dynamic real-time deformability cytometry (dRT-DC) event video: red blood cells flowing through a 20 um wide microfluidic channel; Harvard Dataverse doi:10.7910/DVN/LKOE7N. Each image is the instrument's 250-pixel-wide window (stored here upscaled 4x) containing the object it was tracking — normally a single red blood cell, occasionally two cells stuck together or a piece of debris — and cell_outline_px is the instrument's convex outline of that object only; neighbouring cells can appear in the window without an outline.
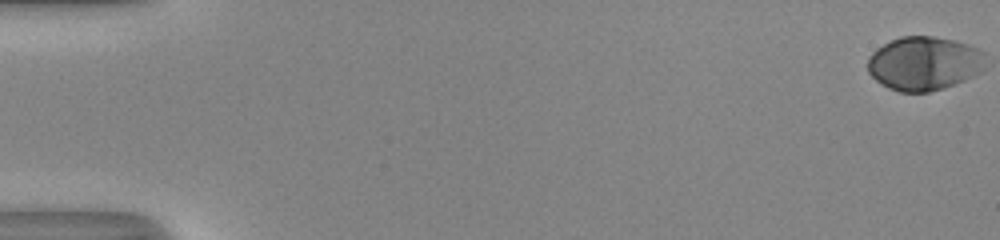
{"species": "human", "species_latin": "Homo sapiens", "temperature_condition": "room temperature", "stored_images_in_passage": 54, "camera_frame_rate_fps": 3000, "um_per_image_px": 0.085, "donor": {"sex": "male"}, "frame": {"image": 1, "passage_image": 1, "time_ms": 0.0, "image_size_px": [1000, 240], "cell_outline_px": [[984, 52], [976, 72], [972, 76], [964, 80], [944, 88], [928, 92], [900, 92], [888, 88], [876, 80], [868, 72], [868, 56], [876, 48], [900, 36], [932, 36], [952, 40], [968, 44]], "centroid_in_image_um": [78.45, 5.39], "position_along_channel_um": 6.5, "area_um2": 36.36}}
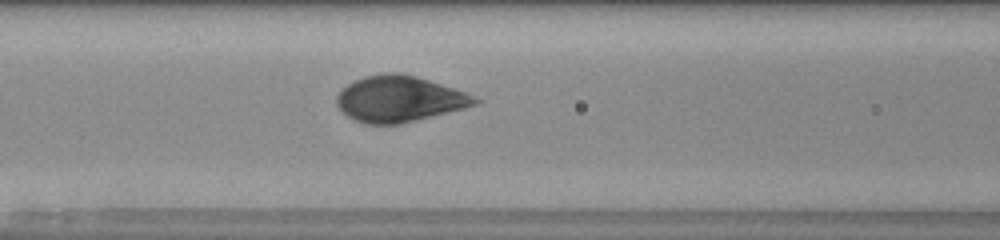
{"frame": {"image": 2, "passage_image": 25, "time_ms": 8.0, "image_size_px": [1000, 240], "cell_outline_px": [[480, 100], [476, 104], [464, 108], [400, 124], [364, 124], [348, 116], [336, 104], [336, 96], [348, 84], [364, 76], [380, 72], [400, 72], [416, 76], [464, 92]], "centroid_in_image_um": [33.9, 8.4], "position_along_channel_um": 132.7, "area_um2": 36.65}}
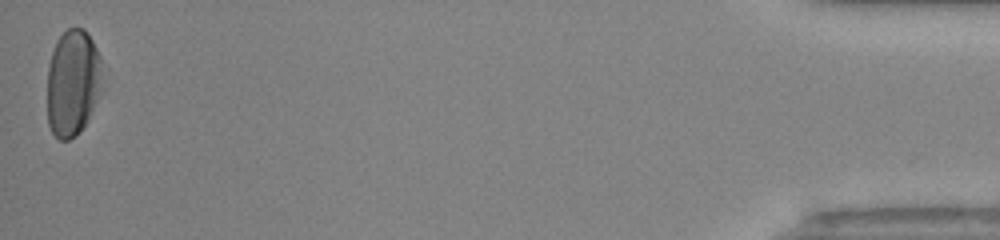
{"frame": {"image": 3, "passage_image": 54, "time_ms": 17.667, "image_size_px": [1000, 240], "cell_outline_px": [[100, 84], [96, 100], [88, 120], [80, 132], [68, 140], [60, 140], [52, 132], [48, 124], [48, 68], [52, 52], [56, 40], [68, 28], [84, 28], [88, 32], [100, 56]], "centroid_in_image_um": [6.16, 7.02], "position_along_channel_um": 429.0, "area_um2": 33.81}, "authors_computed_cell_mechanics": {"area_um2": 36.0383, "velocity_mm_per_s": 4.0306, "shape_relaxation_time_tau1_ms": 2.4731, "shape_relaxation_time_tau2_ms": null, "deformation_change_tau1": 0.1715, "deformation_change_tau2": null}}